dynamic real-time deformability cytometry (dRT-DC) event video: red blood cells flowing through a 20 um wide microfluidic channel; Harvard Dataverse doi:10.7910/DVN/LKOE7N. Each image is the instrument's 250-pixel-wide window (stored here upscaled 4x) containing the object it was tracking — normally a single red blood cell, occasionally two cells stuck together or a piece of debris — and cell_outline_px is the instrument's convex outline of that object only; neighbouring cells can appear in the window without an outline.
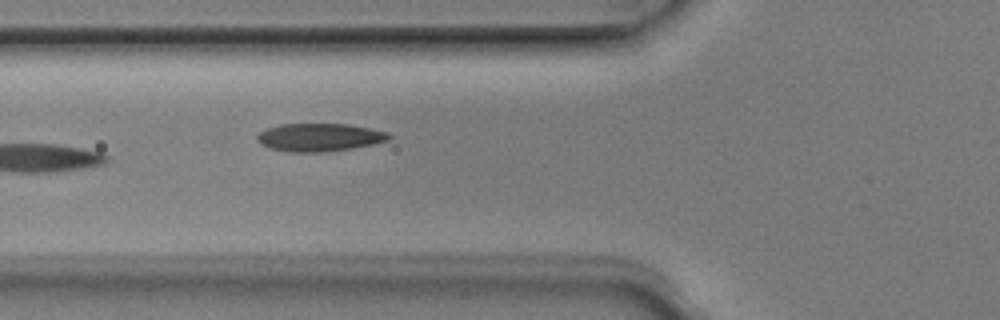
{"species": "Egyptian fruit bat (a non-hibernating species)", "species_latin": "Rousettus aegyptiacus", "temperature_condition": "room temperature", "stored_images_in_passage": 2, "camera_frame_rate_fps": 3000, "um_per_image_px": 0.085, "animal": {"sex": "male"}, "frame": {"image": 1, "passage_image": 2, "time_ms": 0.333, "image_size_px": [1000, 320], "cell_outline_px": [[392, 136], [388, 140], [372, 144], [352, 148], [320, 152], [292, 152], [272, 148], [260, 144], [256, 140], [256, 136], [260, 132], [268, 128], [280, 124], [348, 124], [388, 132]], "centroid_in_image_um": [27.14, 11.67], "position_along_channel_um": 98.7, "area_um2": 21.27}}